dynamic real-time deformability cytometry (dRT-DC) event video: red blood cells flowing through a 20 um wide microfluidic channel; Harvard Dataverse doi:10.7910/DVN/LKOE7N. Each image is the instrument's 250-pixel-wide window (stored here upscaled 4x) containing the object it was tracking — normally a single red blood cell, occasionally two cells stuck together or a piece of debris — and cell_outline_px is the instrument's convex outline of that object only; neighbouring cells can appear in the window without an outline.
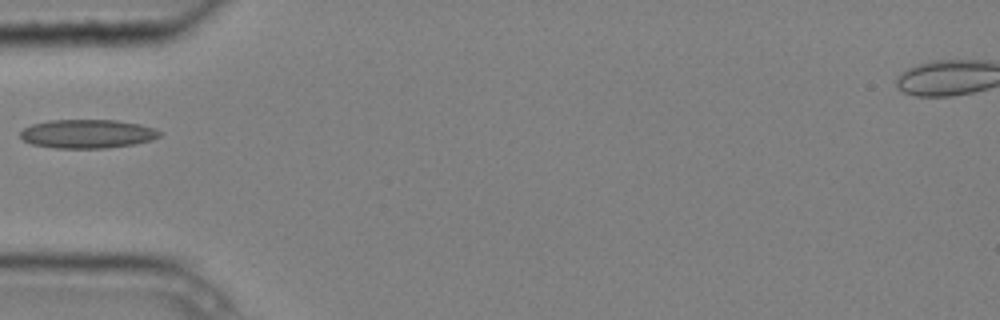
{"species": "common noctule bat (a hibernating species)", "species_latin": "Nyctalus noctula", "temperature_condition": "cold", "stored_images_in_passage": 1, "camera_frame_rate_fps": 3000, "um_per_image_px": 0.085, "animal": {"sex": "male", "body_mass_g": 20.4}, "frame": {"image": 1, "passage_image": 1, "time_ms": 0.0, "image_size_px": [1000, 320], "cell_outline_px": [[164, 132], [160, 136], [152, 140], [132, 144], [108, 148], [56, 148], [32, 144], [24, 140], [20, 136], [20, 132], [24, 128], [32, 124], [48, 120], [116, 120], [140, 124], [156, 128]], "centroid_in_image_um": [7.47, 11.37], "position_along_channel_um": 77.5, "area_um2": 23.47}}